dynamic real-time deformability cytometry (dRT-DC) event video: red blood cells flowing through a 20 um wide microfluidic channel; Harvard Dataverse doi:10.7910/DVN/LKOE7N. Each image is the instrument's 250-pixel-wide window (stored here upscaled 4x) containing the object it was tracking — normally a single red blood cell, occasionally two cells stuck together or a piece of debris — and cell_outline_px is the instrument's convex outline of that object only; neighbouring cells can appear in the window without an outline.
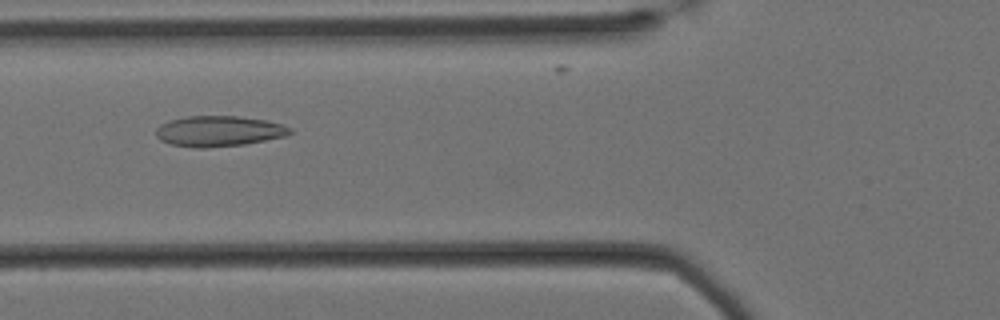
{"species": "Egyptian fruit bat (a non-hibernating species)", "species_latin": "Rousettus aegyptiacus", "temperature_condition": "cold", "stored_images_in_passage": 53, "camera_frame_rate_fps": 3000, "um_per_image_px": 0.085, "animal": {"sex": "female"}, "frame": {"image": 1, "passage_image": 16, "time_ms": 5.0, "image_size_px": [1000, 320], "cell_outline_px": [[292, 132], [284, 136], [244, 144], [208, 148], [196, 148], [172, 144], [160, 140], [156, 136], [156, 128], [160, 124], [168, 120], [188, 116], [236, 116], [268, 120], [292, 128]], "centroid_in_image_um": [18.57, 11.14], "position_along_channel_um": 107.2, "area_um2": 23.87}}
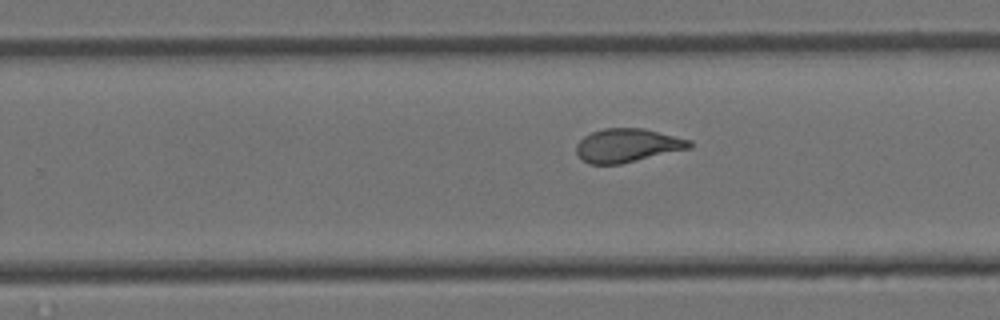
{"frame": {"image": 2, "passage_image": 31, "time_ms": 10.0, "image_size_px": [1000, 320], "cell_outline_px": [[692, 148], [620, 164], [588, 164], [576, 152], [576, 144], [584, 136], [592, 132], [604, 128], [644, 128], [692, 140]], "centroid_in_image_um": [53.35, 12.35], "position_along_channel_um": 276.4, "area_um2": 22.2}}
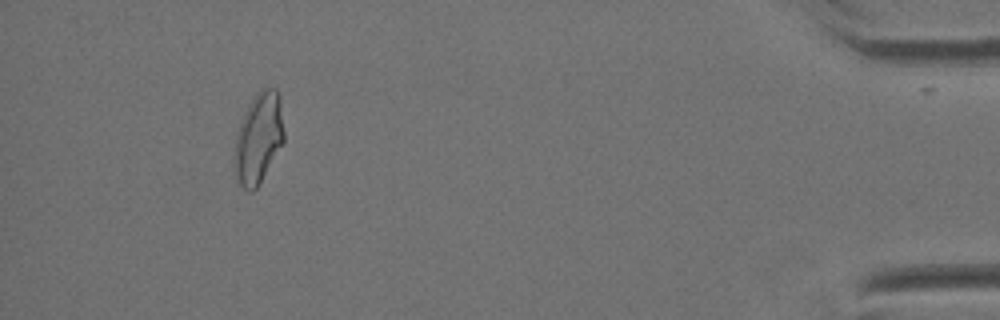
{"frame": {"image": 3, "passage_image": 49, "time_ms": 16.0, "image_size_px": [1000, 320], "cell_outline_px": [[284, 140], [256, 188], [252, 192], [248, 192], [236, 184], [232, 172], [232, 164], [236, 132], [248, 104], [256, 92], [260, 88], [276, 88], [280, 96], [284, 132]], "centroid_in_image_um": [21.91, 11.77], "position_along_channel_um": 413.3, "area_um2": 26.76}, "authors_computed_cell_mechanics": {"area_um2": 23.4668, "velocity_mm_per_s": 3.3966, "shape_relaxation_time_tau1_ms": 8.4108, "shape_relaxation_time_tau2_ms": 1.4671, "deformation_change_tau1": 0.2087, "deformation_change_tau2": 0.0902}}